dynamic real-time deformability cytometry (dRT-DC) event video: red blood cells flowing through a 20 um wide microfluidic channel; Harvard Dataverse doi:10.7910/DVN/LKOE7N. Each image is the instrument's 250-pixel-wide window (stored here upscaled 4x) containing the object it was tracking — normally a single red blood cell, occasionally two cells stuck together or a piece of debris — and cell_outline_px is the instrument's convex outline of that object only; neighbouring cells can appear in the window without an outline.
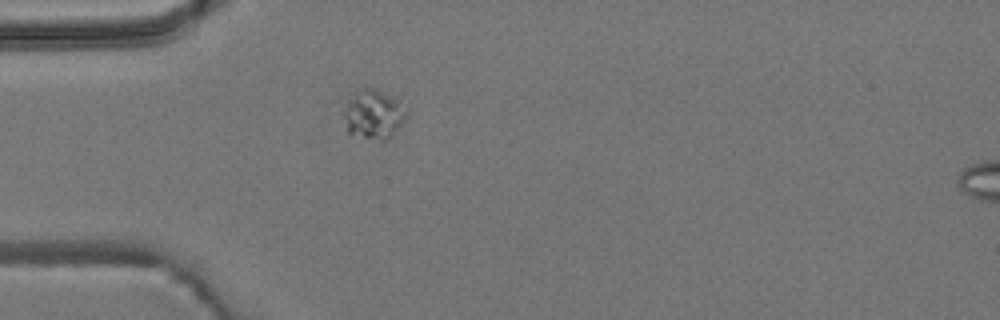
{"species": "common noctule bat (a hibernating species)", "species_latin": "Nyctalus noctula", "temperature_condition": "room temperature", "stored_images_in_passage": 1, "camera_frame_rate_fps": 3000, "um_per_image_px": 0.085, "animal": {"sex": "male", "body_mass_g": 19.2, "forearm_length_mm": 51.8}, "frame": {"image": 1, "passage_image": 1, "time_ms": 0.0, "image_size_px": [1000, 320], "cell_outline_px": [[408, 116], [388, 140], [380, 140], [348, 132], [340, 112], [348, 100], [360, 88], [372, 88], [396, 100], [408, 108]], "centroid_in_image_um": [31.73, 9.72], "position_along_channel_um": 53.3, "area_um2": 17.86}}